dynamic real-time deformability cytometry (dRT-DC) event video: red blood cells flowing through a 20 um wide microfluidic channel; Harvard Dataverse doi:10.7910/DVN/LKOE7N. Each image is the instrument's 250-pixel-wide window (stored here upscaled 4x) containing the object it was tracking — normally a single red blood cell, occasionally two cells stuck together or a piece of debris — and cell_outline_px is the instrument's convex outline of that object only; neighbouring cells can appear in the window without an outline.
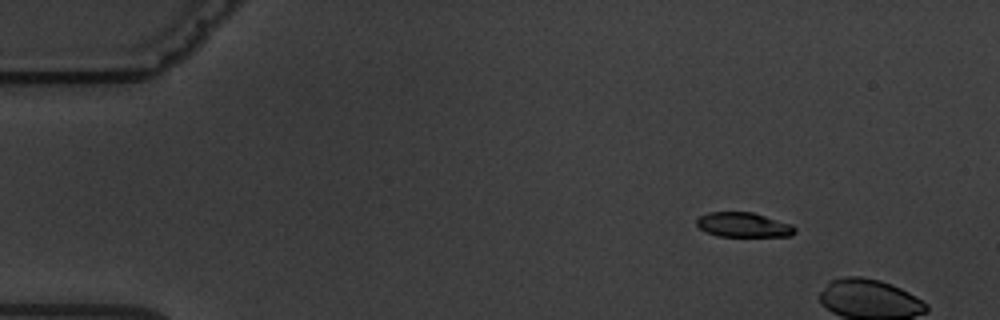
{"species": "common noctule bat (a hibernating species)", "species_latin": "Nyctalus noctula", "temperature_condition": "warm", "stored_images_in_passage": 5, "camera_frame_rate_fps": 3000, "um_per_image_px": 0.085, "animal": {"sex": "male", "body_mass_g": 19.5, "forearm_length_mm": 54.6}, "frame": {"image": 1, "passage_image": 3, "time_ms": 2.333, "image_size_px": [1000, 320], "cell_outline_px": [[796, 232], [792, 236], [720, 236], [708, 232], [700, 228], [696, 224], [696, 220], [700, 216], [708, 212], [752, 212], [792, 224], [796, 228]], "centroid_in_image_um": [63.22, 19.11], "position_along_channel_um": 21.8, "area_um2": 14.05}}